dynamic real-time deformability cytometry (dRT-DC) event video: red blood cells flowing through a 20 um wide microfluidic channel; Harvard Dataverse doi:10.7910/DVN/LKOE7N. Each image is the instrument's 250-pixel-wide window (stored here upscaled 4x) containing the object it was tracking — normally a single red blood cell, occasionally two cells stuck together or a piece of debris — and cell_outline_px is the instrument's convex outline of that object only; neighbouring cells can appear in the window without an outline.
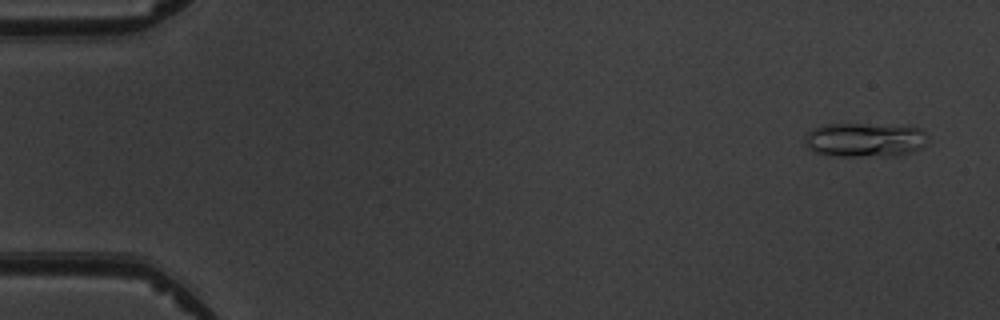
{"species": "common noctule bat (a hibernating species)", "species_latin": "Nyctalus noctula", "temperature_condition": "warm", "stored_images_in_passage": 4, "camera_frame_rate_fps": 3000, "um_per_image_px": 0.085, "animal": {"sex": "male", "body_mass_g": 19.5, "forearm_length_mm": 54.6}, "frame": {"image": 1, "passage_image": 1, "time_ms": 0.0, "image_size_px": [1000, 320], "cell_outline_px": [[928, 136], [924, 144], [920, 148], [912, 152], [892, 156], [832, 156], [812, 152], [804, 144], [804, 136], [812, 128], [820, 124], [864, 124], [920, 128]], "centroid_in_image_um": [73.42, 11.9], "position_along_channel_um": 11.6, "area_um2": 24.68}}